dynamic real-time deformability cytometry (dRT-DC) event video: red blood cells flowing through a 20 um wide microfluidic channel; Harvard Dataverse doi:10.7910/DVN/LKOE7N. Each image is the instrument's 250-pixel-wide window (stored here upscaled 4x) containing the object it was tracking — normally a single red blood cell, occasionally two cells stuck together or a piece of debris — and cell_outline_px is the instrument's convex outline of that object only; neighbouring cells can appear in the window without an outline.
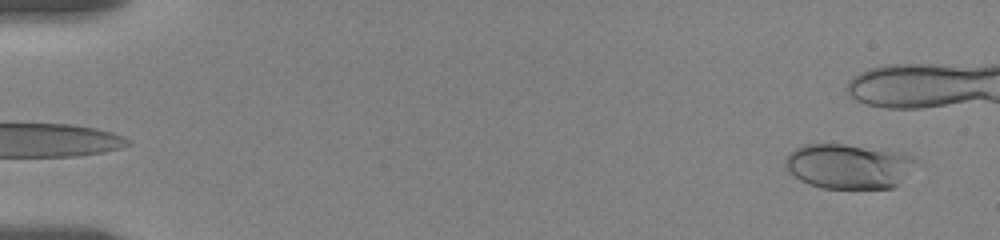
{"species": "human", "species_latin": "Homo sapiens", "temperature_condition": "room temperature", "stored_images_in_passage": 46, "camera_frame_rate_fps": 3000, "um_per_image_px": 0.085, "donor": {"sex": "female"}, "frame": {"image": 1, "passage_image": 3, "time_ms": 0.667, "image_size_px": [1000, 240], "cell_outline_px": [[916, 160], [896, 184], [892, 188], [824, 188], [808, 184], [800, 180], [788, 172], [784, 164], [784, 160], [796, 148], [804, 144], [844, 144], [900, 152], [912, 156]], "centroid_in_image_um": [72.04, 14.12], "position_along_channel_um": 13.0, "area_um2": 33.52}}
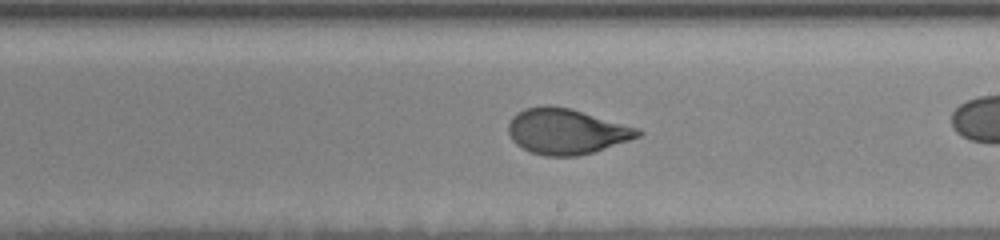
{"frame": {"image": 2, "passage_image": 34, "time_ms": 11.0, "image_size_px": [1000, 240], "cell_outline_px": [[644, 132], [640, 136], [592, 152], [576, 156], [544, 156], [532, 152], [516, 144], [512, 140], [508, 132], [508, 124], [512, 116], [516, 112], [524, 108], [548, 104], [568, 108], [640, 128]], "centroid_in_image_um": [48.11, 11.15], "position_along_channel_um": 240.9, "area_um2": 34.22}}
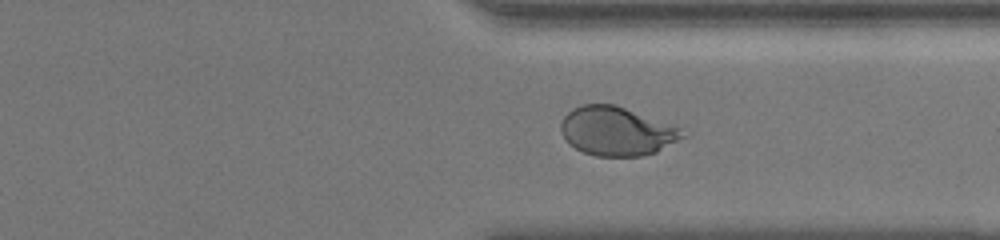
{"frame": {"image": 3, "passage_image": 44, "time_ms": 14.333, "image_size_px": [1000, 240], "cell_outline_px": [[688, 136], [656, 152], [640, 156], [596, 156], [584, 152], [568, 144], [560, 132], [560, 124], [564, 116], [572, 108], [580, 104], [616, 104], [680, 128]], "centroid_in_image_um": [52.4, 11.15], "position_along_channel_um": 359.0, "area_um2": 34.74}}